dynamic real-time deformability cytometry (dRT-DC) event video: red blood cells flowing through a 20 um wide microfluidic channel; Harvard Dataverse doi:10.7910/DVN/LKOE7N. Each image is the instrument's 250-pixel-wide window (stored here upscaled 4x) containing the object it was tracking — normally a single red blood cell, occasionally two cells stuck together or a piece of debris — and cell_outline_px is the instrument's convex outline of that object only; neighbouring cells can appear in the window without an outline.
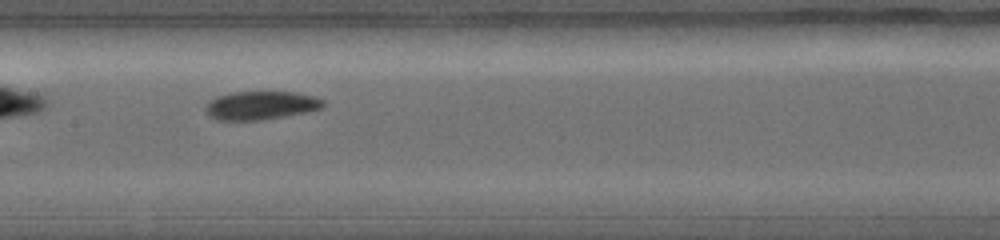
{"species": "common noctule bat (a hibernating species)", "species_latin": "Nyctalus noctula", "temperature_condition": "warm", "stored_images_in_passage": 28, "camera_frame_rate_fps": 5000, "um_per_image_px": 0.085, "animal": {"sex": "female", "body_mass_g": 19.0, "forearm_length_mm": 56.7}, "frame": {"image": 1, "passage_image": 8, "time_ms": 1.8, "image_size_px": [1000, 240], "cell_outline_px": [[324, 104], [320, 108], [304, 112], [284, 116], [260, 120], [216, 120], [204, 108], [216, 96], [232, 92], [296, 92], [312, 96], [324, 100]], "centroid_in_image_um": [22.16, 8.95], "position_along_channel_um": 185.2, "area_um2": 19.13}}